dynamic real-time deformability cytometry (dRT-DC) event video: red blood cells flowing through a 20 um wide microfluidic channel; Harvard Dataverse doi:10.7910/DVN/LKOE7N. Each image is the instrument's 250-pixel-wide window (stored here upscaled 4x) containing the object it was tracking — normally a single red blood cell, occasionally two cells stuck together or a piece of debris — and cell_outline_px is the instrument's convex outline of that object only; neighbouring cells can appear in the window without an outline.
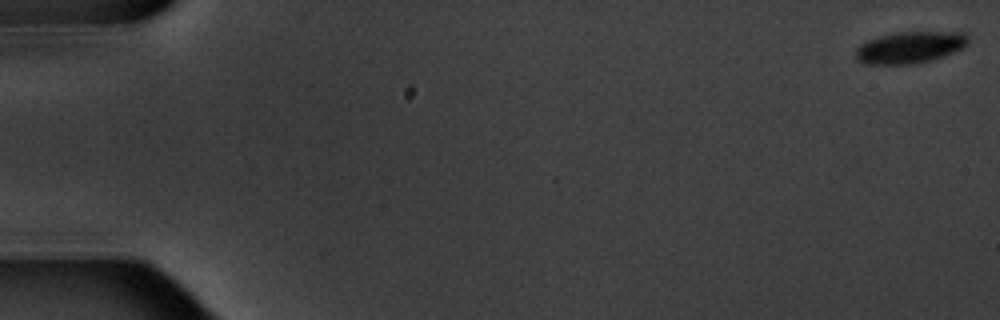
{"species": "common noctule bat (a hibernating species)", "species_latin": "Nyctalus noctula", "temperature_condition": "warm", "stored_images_in_passage": 7, "camera_frame_rate_fps": 3000, "um_per_image_px": 0.085, "animal": {"sex": "male", "body_mass_g": 20.1, "forearm_length_mm": 53.5}, "frame": {"image": 1, "passage_image": 1, "time_ms": 0.0, "image_size_px": [1000, 320], "cell_outline_px": [[968, 44], [964, 48], [944, 56], [932, 60], [916, 64], [864, 64], [856, 56], [856, 48], [860, 44], [868, 40], [880, 36], [896, 32], [964, 32], [968, 36]], "centroid_in_image_um": [77.38, 4.03], "position_along_channel_um": 7.6, "area_um2": 20.87}}
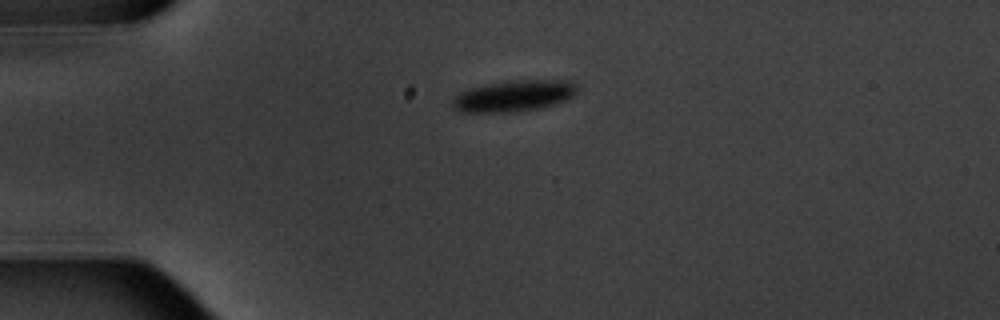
{"frame": {"image": 2, "passage_image": 5, "time_ms": 4.667, "image_size_px": [1000, 320], "cell_outline_px": [[576, 92], [572, 96], [556, 104], [536, 108], [512, 112], [460, 112], [452, 108], [452, 100], [460, 92], [468, 88], [508, 80], [572, 80], [576, 84]], "centroid_in_image_um": [43.65, 8.14], "position_along_channel_um": 41.4, "area_um2": 22.72}}
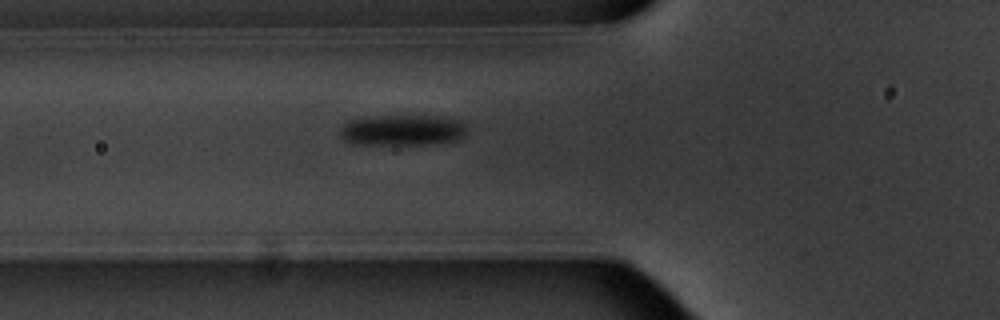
{"frame": {"image": 3, "passage_image": 7, "time_ms": 7.0, "image_size_px": [1000, 320], "cell_outline_px": [[468, 128], [464, 136], [460, 140], [424, 144], [352, 144], [344, 140], [340, 136], [340, 128], [348, 120], [360, 116], [436, 116], [460, 120]], "centroid_in_image_um": [34.18, 11.05], "position_along_channel_um": 91.6, "area_um2": 23.12}}